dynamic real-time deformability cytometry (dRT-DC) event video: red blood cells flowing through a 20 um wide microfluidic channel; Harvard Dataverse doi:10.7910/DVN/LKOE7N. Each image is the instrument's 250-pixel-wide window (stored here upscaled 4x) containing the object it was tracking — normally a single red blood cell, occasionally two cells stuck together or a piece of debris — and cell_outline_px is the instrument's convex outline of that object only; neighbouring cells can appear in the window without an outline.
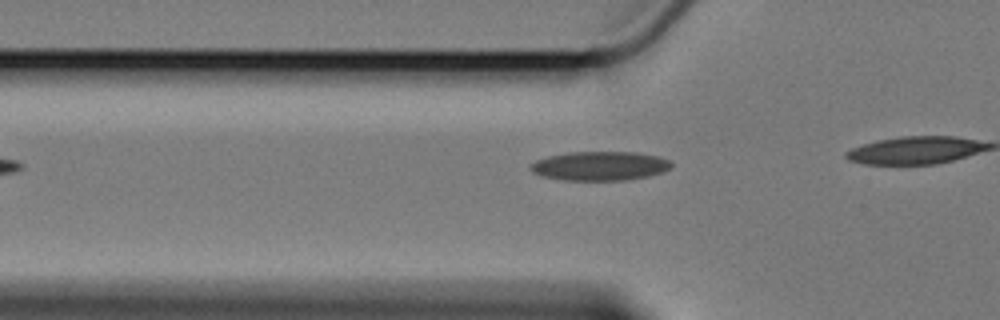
{"species": "Egyptian fruit bat (a non-hibernating species)", "species_latin": "Rousettus aegyptiacus", "temperature_condition": "cold", "stored_images_in_passage": 9, "camera_frame_rate_fps": 3000, "um_per_image_px": 0.085, "animal": {"sex": "female"}, "frame": {"image": 1, "passage_image": 3, "time_ms": 0.667, "image_size_px": [1000, 320], "cell_outline_px": [[672, 164], [668, 168], [660, 172], [648, 176], [624, 180], [564, 180], [544, 176], [532, 172], [528, 168], [528, 164], [536, 160], [548, 156], [568, 152], [636, 152], [660, 156], [672, 160]], "centroid_in_image_um": [50.96, 14.09], "position_along_channel_um": 74.8, "area_um2": 23.93}}
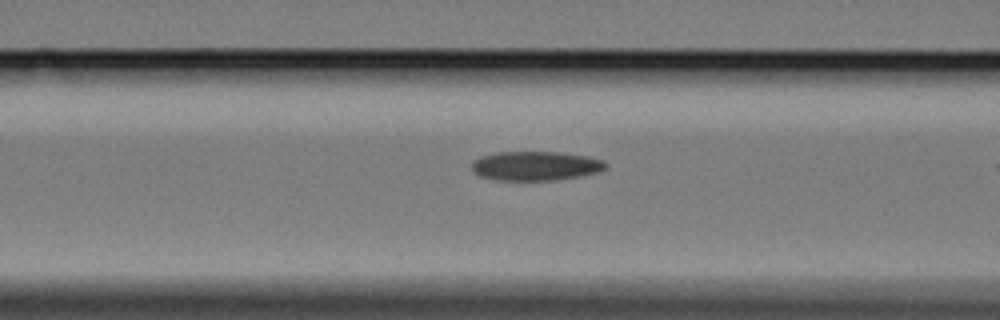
{"frame": {"image": 2, "passage_image": 7, "time_ms": 2.0, "image_size_px": [1000, 320], "cell_outline_px": [[608, 168], [596, 172], [556, 180], [496, 180], [480, 176], [472, 172], [472, 160], [480, 156], [496, 152], [556, 152], [588, 156], [604, 160], [608, 164]], "centroid_in_image_um": [45.49, 14.09], "position_along_channel_um": 121.1, "area_um2": 22.89}}